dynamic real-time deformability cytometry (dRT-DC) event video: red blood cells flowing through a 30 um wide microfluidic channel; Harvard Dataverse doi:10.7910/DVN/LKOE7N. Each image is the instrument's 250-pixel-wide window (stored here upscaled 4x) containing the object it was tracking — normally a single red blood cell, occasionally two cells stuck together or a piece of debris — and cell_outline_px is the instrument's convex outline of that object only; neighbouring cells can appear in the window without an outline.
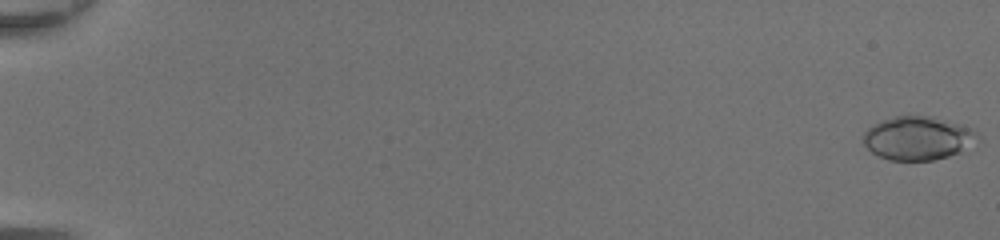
{"species": "common noctule bat (a hibernating species)", "species_latin": "Nyctalus noctula", "temperature_condition": "room temperature", "stored_images_in_passage": 49, "camera_frame_rate_fps": 3000, "um_per_image_px": 0.085, "animal": {"sex": "female", "body_mass_g": 20.0, "forearm_length_mm": 54.0}, "frame": {"image": 1, "passage_image": 1, "time_ms": 0.0, "image_size_px": [1000, 240], "cell_outline_px": [[980, 140], [948, 156], [932, 160], [888, 160], [872, 152], [864, 144], [864, 132], [868, 128], [884, 120], [896, 116], [932, 116], [980, 132]], "centroid_in_image_um": [78.02, 11.75], "position_along_channel_um": 7.0, "area_um2": 28.44}}
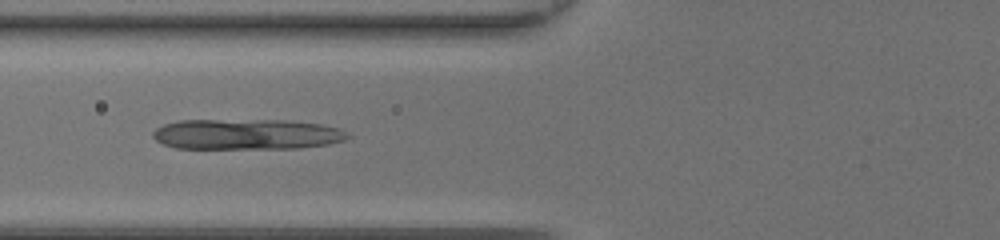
{"frame": {"image": 2, "passage_image": 22, "time_ms": 7.0, "image_size_px": [1000, 240], "cell_outline_px": [[352, 136], [344, 140], [328, 144], [300, 148], [176, 148], [164, 144], [156, 140], [152, 136], [152, 132], [156, 128], [164, 124], [180, 120], [284, 120], [320, 124], [340, 128], [348, 132]], "centroid_in_image_um": [20.99, 11.41], "position_along_channel_um": 104.8, "area_um2": 34.74}}
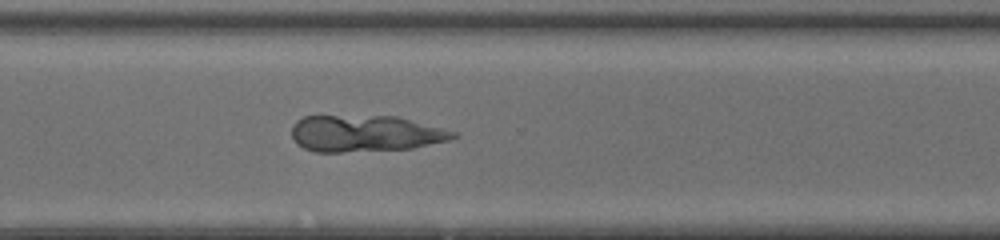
{"frame": {"image": 3, "passage_image": 38, "time_ms": 12.333, "image_size_px": [1000, 240], "cell_outline_px": [[460, 136], [452, 140], [412, 148], [344, 152], [312, 152], [296, 144], [292, 136], [292, 124], [296, 120], [304, 116], [396, 116], [456, 132]], "centroid_in_image_um": [31.02, 11.35], "position_along_channel_um": 339.6, "area_um2": 34.51}}